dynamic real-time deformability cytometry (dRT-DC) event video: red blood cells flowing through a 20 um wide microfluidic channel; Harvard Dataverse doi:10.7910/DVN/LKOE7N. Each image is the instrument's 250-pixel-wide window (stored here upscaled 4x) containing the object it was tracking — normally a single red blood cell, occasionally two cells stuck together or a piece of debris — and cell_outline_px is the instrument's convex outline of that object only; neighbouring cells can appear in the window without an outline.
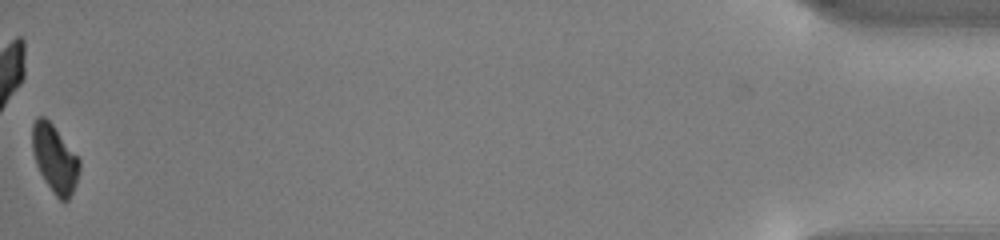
{"species": "common noctule bat (a hibernating species)", "species_latin": "Nyctalus noctula", "temperature_condition": "cold", "stored_images_in_passage": 46, "camera_frame_rate_fps": 3000, "um_per_image_px": 0.085, "animal": {"sex": "male", "body_mass_g": 13.0, "forearm_length_mm": 53.1}, "frame": {"image": 1, "passage_image": 46, "time_ms": 15.0, "image_size_px": [1000, 240], "cell_outline_px": [[80, 172], [76, 184], [68, 200], [60, 200], [56, 196], [44, 180], [36, 164], [32, 152], [32, 124], [36, 116], [44, 116], [52, 124], [80, 160]], "centroid_in_image_um": [4.64, 13.48], "position_along_channel_um": 430.6, "area_um2": 18.5}, "authors_computed_cell_mechanics": {"area_um2": 21.1259, "velocity_mm_per_s": 3.7991, "shape_relaxation_time_tau1_ms": 2.4025, "shape_relaxation_time_tau2_ms": null, "deformation_change_tau1": 0.0959, "deformation_change_tau2": null}}